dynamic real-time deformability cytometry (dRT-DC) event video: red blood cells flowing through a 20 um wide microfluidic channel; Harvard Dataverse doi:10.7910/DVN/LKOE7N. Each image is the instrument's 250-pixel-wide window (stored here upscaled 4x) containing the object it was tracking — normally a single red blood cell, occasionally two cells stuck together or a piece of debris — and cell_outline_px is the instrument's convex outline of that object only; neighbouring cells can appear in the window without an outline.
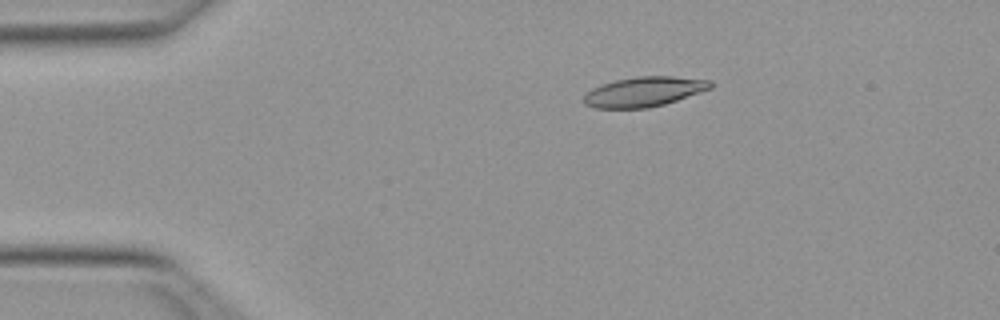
{"species": "Egyptian fruit bat (a non-hibernating species)", "species_latin": "Rousettus aegyptiacus", "temperature_condition": "warm", "stored_images_in_passage": 38, "camera_frame_rate_fps": 3000, "um_per_image_px": 0.085, "animal": {"sex": "female"}, "frame": {"image": 1, "passage_image": 3, "time_ms": 0.667, "image_size_px": [1000, 320], "cell_outline_px": [[712, 88], [664, 104], [648, 108], [596, 108], [584, 104], [584, 96], [592, 88], [600, 84], [616, 80], [636, 76], [672, 76], [712, 80]], "centroid_in_image_um": [54.74, 7.79], "position_along_channel_um": 30.3, "area_um2": 21.96}}
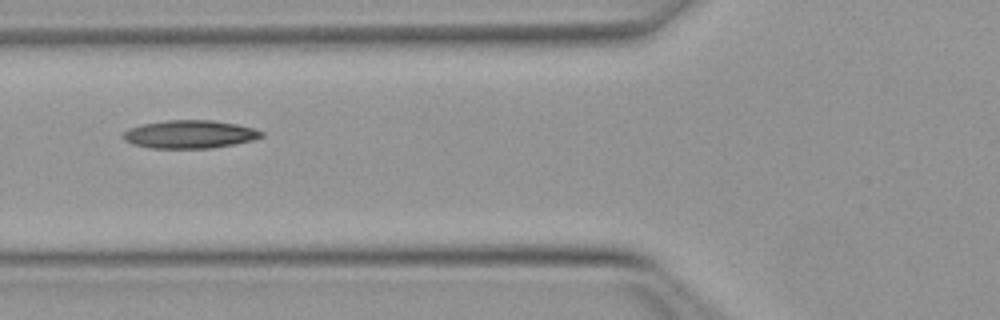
{"frame": {"image": 2, "passage_image": 13, "time_ms": 4.0, "image_size_px": [1000, 320], "cell_outline_px": [[264, 136], [252, 140], [236, 144], [212, 148], [148, 148], [132, 144], [124, 140], [120, 136], [128, 128], [140, 124], [164, 120], [212, 120], [236, 124], [252, 128], [264, 132]], "centroid_in_image_um": [16.08, 11.41], "position_along_channel_um": 109.7, "area_um2": 22.89}}
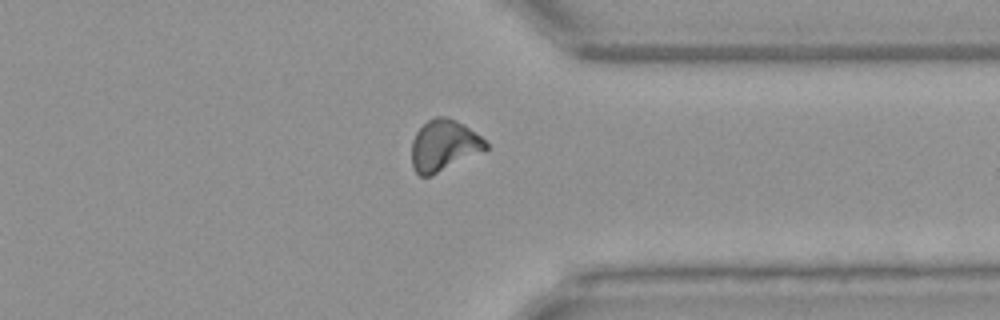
{"frame": {"image": 3, "passage_image": 33, "time_ms": 10.667, "image_size_px": [1000, 320], "cell_outline_px": [[488, 148], [484, 152], [432, 176], [420, 176], [412, 168], [412, 140], [416, 132], [428, 120], [436, 116], [444, 116], [456, 120], [464, 124], [480, 136], [488, 144]], "centroid_in_image_um": [37.74, 12.38], "position_along_channel_um": 373.7, "area_um2": 22.37}, "authors_computed_cell_mechanics": {"area_um2": 21.964, "velocity_mm_per_s": 4.0149, "shape_relaxation_time_tau1_ms": null, "shape_relaxation_time_tau2_ms": 6.6687, "deformation_change_tau1": null, "deformation_change_tau2": 0.1536}}